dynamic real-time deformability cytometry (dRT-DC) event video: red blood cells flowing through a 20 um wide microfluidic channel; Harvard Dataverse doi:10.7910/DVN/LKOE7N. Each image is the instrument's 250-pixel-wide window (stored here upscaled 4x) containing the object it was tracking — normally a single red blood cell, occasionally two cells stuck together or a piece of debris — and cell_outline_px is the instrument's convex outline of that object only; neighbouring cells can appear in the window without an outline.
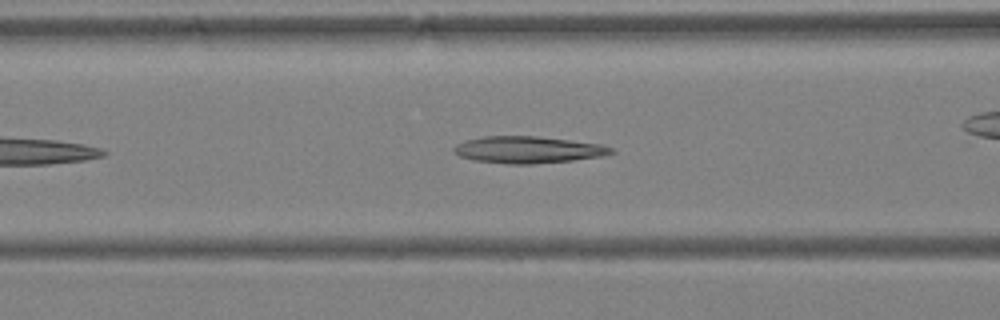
{"species": "Egyptian fruit bat (a non-hibernating species)", "species_latin": "Rousettus aegyptiacus", "temperature_condition": "warm", "stored_images_in_passage": 28, "camera_frame_rate_fps": 3000, "um_per_image_px": 0.085, "animal": {"sex": "female"}, "frame": {"image": 1, "passage_image": 5, "time_ms": 1.333, "image_size_px": [1000, 320], "cell_outline_px": [[616, 152], [600, 156], [572, 160], [532, 164], [508, 164], [472, 160], [460, 156], [452, 152], [452, 148], [456, 144], [468, 140], [484, 136], [536, 136], [600, 144], [612, 148]], "centroid_in_image_um": [44.83, 12.73], "position_along_channel_um": 121.8, "area_um2": 24.45}}
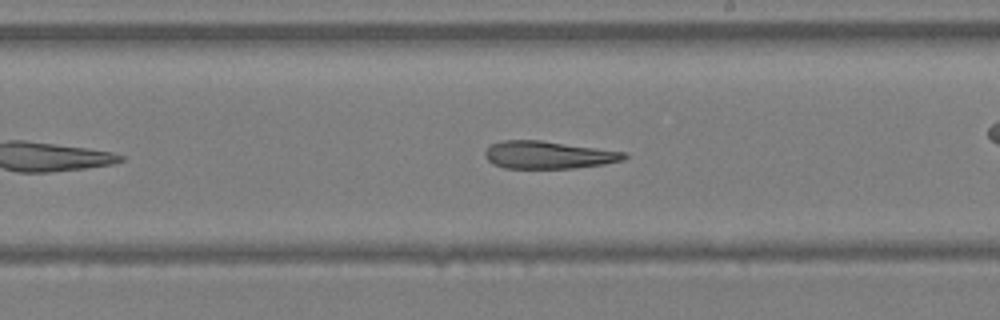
{"frame": {"image": 2, "passage_image": 13, "time_ms": 4.0, "image_size_px": [1000, 320], "cell_outline_px": [[628, 156], [624, 160], [604, 164], [576, 168], [504, 168], [492, 164], [488, 160], [484, 152], [492, 144], [504, 140], [540, 140], [628, 152]], "centroid_in_image_um": [46.65, 13.17], "position_along_channel_um": 242.4, "area_um2": 22.43}}
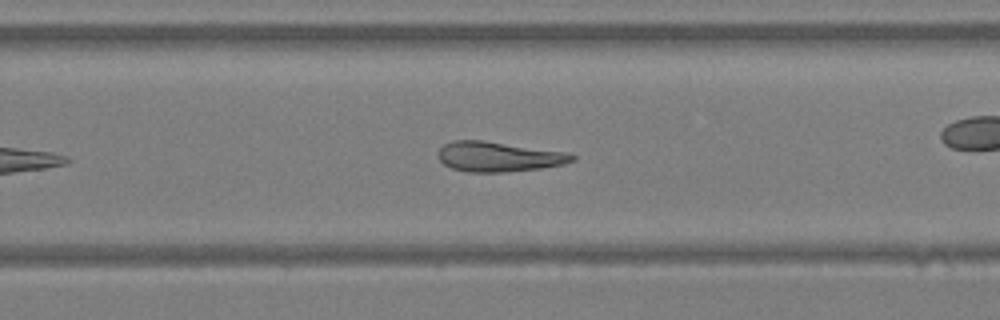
{"frame": {"image": 3, "passage_image": 16, "time_ms": 5.0, "image_size_px": [1000, 320], "cell_outline_px": [[576, 160], [564, 164], [540, 168], [508, 172], [468, 172], [452, 168], [444, 164], [436, 156], [440, 148], [444, 144], [452, 140], [484, 140], [564, 152], [576, 156]], "centroid_in_image_um": [42.34, 13.32], "position_along_channel_um": 287.5, "area_um2": 23.41}}